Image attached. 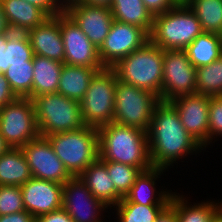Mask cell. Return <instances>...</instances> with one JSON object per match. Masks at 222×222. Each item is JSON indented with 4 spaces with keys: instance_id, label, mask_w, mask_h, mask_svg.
<instances>
[{
    "instance_id": "cell-1",
    "label": "cell",
    "mask_w": 222,
    "mask_h": 222,
    "mask_svg": "<svg viewBox=\"0 0 222 222\" xmlns=\"http://www.w3.org/2000/svg\"><path fill=\"white\" fill-rule=\"evenodd\" d=\"M147 138L153 167L168 169L186 155L204 150L185 130L177 110L169 102H160L155 107Z\"/></svg>"
},
{
    "instance_id": "cell-2",
    "label": "cell",
    "mask_w": 222,
    "mask_h": 222,
    "mask_svg": "<svg viewBox=\"0 0 222 222\" xmlns=\"http://www.w3.org/2000/svg\"><path fill=\"white\" fill-rule=\"evenodd\" d=\"M99 159L138 167H152L147 132L115 122L98 128Z\"/></svg>"
},
{
    "instance_id": "cell-3",
    "label": "cell",
    "mask_w": 222,
    "mask_h": 222,
    "mask_svg": "<svg viewBox=\"0 0 222 222\" xmlns=\"http://www.w3.org/2000/svg\"><path fill=\"white\" fill-rule=\"evenodd\" d=\"M118 80L162 99L163 50L150 39L112 67Z\"/></svg>"
},
{
    "instance_id": "cell-4",
    "label": "cell",
    "mask_w": 222,
    "mask_h": 222,
    "mask_svg": "<svg viewBox=\"0 0 222 222\" xmlns=\"http://www.w3.org/2000/svg\"><path fill=\"white\" fill-rule=\"evenodd\" d=\"M203 32L201 23L184 1L154 16L149 39L162 50H184Z\"/></svg>"
},
{
    "instance_id": "cell-5",
    "label": "cell",
    "mask_w": 222,
    "mask_h": 222,
    "mask_svg": "<svg viewBox=\"0 0 222 222\" xmlns=\"http://www.w3.org/2000/svg\"><path fill=\"white\" fill-rule=\"evenodd\" d=\"M45 137L72 177L79 176L99 158L98 128L85 125Z\"/></svg>"
},
{
    "instance_id": "cell-6",
    "label": "cell",
    "mask_w": 222,
    "mask_h": 222,
    "mask_svg": "<svg viewBox=\"0 0 222 222\" xmlns=\"http://www.w3.org/2000/svg\"><path fill=\"white\" fill-rule=\"evenodd\" d=\"M40 136L77 130L85 126L80 102L55 92L33 99Z\"/></svg>"
},
{
    "instance_id": "cell-7",
    "label": "cell",
    "mask_w": 222,
    "mask_h": 222,
    "mask_svg": "<svg viewBox=\"0 0 222 222\" xmlns=\"http://www.w3.org/2000/svg\"><path fill=\"white\" fill-rule=\"evenodd\" d=\"M117 79L114 69L107 67L92 77L88 90L80 101L81 117L85 125L99 128L113 122Z\"/></svg>"
},
{
    "instance_id": "cell-8",
    "label": "cell",
    "mask_w": 222,
    "mask_h": 222,
    "mask_svg": "<svg viewBox=\"0 0 222 222\" xmlns=\"http://www.w3.org/2000/svg\"><path fill=\"white\" fill-rule=\"evenodd\" d=\"M160 98L150 91L117 79L113 122L147 132Z\"/></svg>"
},
{
    "instance_id": "cell-9",
    "label": "cell",
    "mask_w": 222,
    "mask_h": 222,
    "mask_svg": "<svg viewBox=\"0 0 222 222\" xmlns=\"http://www.w3.org/2000/svg\"><path fill=\"white\" fill-rule=\"evenodd\" d=\"M0 134L10 148H21L40 136L32 99L17 97L0 108Z\"/></svg>"
},
{
    "instance_id": "cell-10",
    "label": "cell",
    "mask_w": 222,
    "mask_h": 222,
    "mask_svg": "<svg viewBox=\"0 0 222 222\" xmlns=\"http://www.w3.org/2000/svg\"><path fill=\"white\" fill-rule=\"evenodd\" d=\"M196 70L184 50H163L161 102L196 93Z\"/></svg>"
},
{
    "instance_id": "cell-11",
    "label": "cell",
    "mask_w": 222,
    "mask_h": 222,
    "mask_svg": "<svg viewBox=\"0 0 222 222\" xmlns=\"http://www.w3.org/2000/svg\"><path fill=\"white\" fill-rule=\"evenodd\" d=\"M148 40L149 35L142 28L114 20L109 34L98 49L103 67L112 68Z\"/></svg>"
},
{
    "instance_id": "cell-12",
    "label": "cell",
    "mask_w": 222,
    "mask_h": 222,
    "mask_svg": "<svg viewBox=\"0 0 222 222\" xmlns=\"http://www.w3.org/2000/svg\"><path fill=\"white\" fill-rule=\"evenodd\" d=\"M60 31L65 49L64 64L91 67L97 71L104 68L98 49L65 11L60 13Z\"/></svg>"
},
{
    "instance_id": "cell-13",
    "label": "cell",
    "mask_w": 222,
    "mask_h": 222,
    "mask_svg": "<svg viewBox=\"0 0 222 222\" xmlns=\"http://www.w3.org/2000/svg\"><path fill=\"white\" fill-rule=\"evenodd\" d=\"M21 150L32 177L63 185L72 177L45 136L29 141Z\"/></svg>"
},
{
    "instance_id": "cell-14",
    "label": "cell",
    "mask_w": 222,
    "mask_h": 222,
    "mask_svg": "<svg viewBox=\"0 0 222 222\" xmlns=\"http://www.w3.org/2000/svg\"><path fill=\"white\" fill-rule=\"evenodd\" d=\"M62 208L74 222H103L102 211L109 209L90 192L79 176L71 177L63 185Z\"/></svg>"
},
{
    "instance_id": "cell-15",
    "label": "cell",
    "mask_w": 222,
    "mask_h": 222,
    "mask_svg": "<svg viewBox=\"0 0 222 222\" xmlns=\"http://www.w3.org/2000/svg\"><path fill=\"white\" fill-rule=\"evenodd\" d=\"M209 101L210 96L195 93L169 102L177 110L185 130L204 149L209 145Z\"/></svg>"
},
{
    "instance_id": "cell-16",
    "label": "cell",
    "mask_w": 222,
    "mask_h": 222,
    "mask_svg": "<svg viewBox=\"0 0 222 222\" xmlns=\"http://www.w3.org/2000/svg\"><path fill=\"white\" fill-rule=\"evenodd\" d=\"M64 11L77 23L93 45L99 49L114 21L108 6L70 3Z\"/></svg>"
},
{
    "instance_id": "cell-17",
    "label": "cell",
    "mask_w": 222,
    "mask_h": 222,
    "mask_svg": "<svg viewBox=\"0 0 222 222\" xmlns=\"http://www.w3.org/2000/svg\"><path fill=\"white\" fill-rule=\"evenodd\" d=\"M20 188L25 211L35 218L62 208L63 184L32 177Z\"/></svg>"
},
{
    "instance_id": "cell-18",
    "label": "cell",
    "mask_w": 222,
    "mask_h": 222,
    "mask_svg": "<svg viewBox=\"0 0 222 222\" xmlns=\"http://www.w3.org/2000/svg\"><path fill=\"white\" fill-rule=\"evenodd\" d=\"M34 55L64 63L65 49L60 31V14L26 32Z\"/></svg>"
},
{
    "instance_id": "cell-19",
    "label": "cell",
    "mask_w": 222,
    "mask_h": 222,
    "mask_svg": "<svg viewBox=\"0 0 222 222\" xmlns=\"http://www.w3.org/2000/svg\"><path fill=\"white\" fill-rule=\"evenodd\" d=\"M165 171L166 169L153 166L148 170L141 171L129 193L120 202H133L141 205H169L173 194V192H170L172 190L157 192L155 188L156 180Z\"/></svg>"
},
{
    "instance_id": "cell-20",
    "label": "cell",
    "mask_w": 222,
    "mask_h": 222,
    "mask_svg": "<svg viewBox=\"0 0 222 222\" xmlns=\"http://www.w3.org/2000/svg\"><path fill=\"white\" fill-rule=\"evenodd\" d=\"M0 3L12 32L26 33L49 18L41 8L24 0H0Z\"/></svg>"
},
{
    "instance_id": "cell-21",
    "label": "cell",
    "mask_w": 222,
    "mask_h": 222,
    "mask_svg": "<svg viewBox=\"0 0 222 222\" xmlns=\"http://www.w3.org/2000/svg\"><path fill=\"white\" fill-rule=\"evenodd\" d=\"M79 177L90 192L109 208L117 205L122 199L108 175L106 165L99 158L91 163Z\"/></svg>"
},
{
    "instance_id": "cell-22",
    "label": "cell",
    "mask_w": 222,
    "mask_h": 222,
    "mask_svg": "<svg viewBox=\"0 0 222 222\" xmlns=\"http://www.w3.org/2000/svg\"><path fill=\"white\" fill-rule=\"evenodd\" d=\"M63 65L46 57L33 56L32 100L43 94L57 92Z\"/></svg>"
},
{
    "instance_id": "cell-23",
    "label": "cell",
    "mask_w": 222,
    "mask_h": 222,
    "mask_svg": "<svg viewBox=\"0 0 222 222\" xmlns=\"http://www.w3.org/2000/svg\"><path fill=\"white\" fill-rule=\"evenodd\" d=\"M175 193L172 194L169 206L175 211L177 222H211L222 209V201H201L192 205L182 194Z\"/></svg>"
},
{
    "instance_id": "cell-24",
    "label": "cell",
    "mask_w": 222,
    "mask_h": 222,
    "mask_svg": "<svg viewBox=\"0 0 222 222\" xmlns=\"http://www.w3.org/2000/svg\"><path fill=\"white\" fill-rule=\"evenodd\" d=\"M96 69L86 66L63 65L57 92L80 102L88 90Z\"/></svg>"
},
{
    "instance_id": "cell-25",
    "label": "cell",
    "mask_w": 222,
    "mask_h": 222,
    "mask_svg": "<svg viewBox=\"0 0 222 222\" xmlns=\"http://www.w3.org/2000/svg\"><path fill=\"white\" fill-rule=\"evenodd\" d=\"M109 8L115 21L138 26L150 35L154 16L142 0H112Z\"/></svg>"
},
{
    "instance_id": "cell-26",
    "label": "cell",
    "mask_w": 222,
    "mask_h": 222,
    "mask_svg": "<svg viewBox=\"0 0 222 222\" xmlns=\"http://www.w3.org/2000/svg\"><path fill=\"white\" fill-rule=\"evenodd\" d=\"M32 178L21 148H8L0 155V186H22Z\"/></svg>"
},
{
    "instance_id": "cell-27",
    "label": "cell",
    "mask_w": 222,
    "mask_h": 222,
    "mask_svg": "<svg viewBox=\"0 0 222 222\" xmlns=\"http://www.w3.org/2000/svg\"><path fill=\"white\" fill-rule=\"evenodd\" d=\"M184 51L195 68L209 65L222 55V36L203 31Z\"/></svg>"
},
{
    "instance_id": "cell-28",
    "label": "cell",
    "mask_w": 222,
    "mask_h": 222,
    "mask_svg": "<svg viewBox=\"0 0 222 222\" xmlns=\"http://www.w3.org/2000/svg\"><path fill=\"white\" fill-rule=\"evenodd\" d=\"M194 12L204 32L222 36V0H183Z\"/></svg>"
},
{
    "instance_id": "cell-29",
    "label": "cell",
    "mask_w": 222,
    "mask_h": 222,
    "mask_svg": "<svg viewBox=\"0 0 222 222\" xmlns=\"http://www.w3.org/2000/svg\"><path fill=\"white\" fill-rule=\"evenodd\" d=\"M196 93L222 96V55L211 64L197 68Z\"/></svg>"
},
{
    "instance_id": "cell-30",
    "label": "cell",
    "mask_w": 222,
    "mask_h": 222,
    "mask_svg": "<svg viewBox=\"0 0 222 222\" xmlns=\"http://www.w3.org/2000/svg\"><path fill=\"white\" fill-rule=\"evenodd\" d=\"M116 206V207H115ZM116 209L118 222H155L168 205H141L133 202H119Z\"/></svg>"
},
{
    "instance_id": "cell-31",
    "label": "cell",
    "mask_w": 222,
    "mask_h": 222,
    "mask_svg": "<svg viewBox=\"0 0 222 222\" xmlns=\"http://www.w3.org/2000/svg\"><path fill=\"white\" fill-rule=\"evenodd\" d=\"M33 63H18L8 67L4 76L17 97L32 99Z\"/></svg>"
},
{
    "instance_id": "cell-32",
    "label": "cell",
    "mask_w": 222,
    "mask_h": 222,
    "mask_svg": "<svg viewBox=\"0 0 222 222\" xmlns=\"http://www.w3.org/2000/svg\"><path fill=\"white\" fill-rule=\"evenodd\" d=\"M106 167L110 178L112 179L117 193L124 198L135 183L136 177L141 173L138 167L127 164L102 161Z\"/></svg>"
},
{
    "instance_id": "cell-33",
    "label": "cell",
    "mask_w": 222,
    "mask_h": 222,
    "mask_svg": "<svg viewBox=\"0 0 222 222\" xmlns=\"http://www.w3.org/2000/svg\"><path fill=\"white\" fill-rule=\"evenodd\" d=\"M33 49L26 33L13 32L7 39V69L18 63H33Z\"/></svg>"
},
{
    "instance_id": "cell-34",
    "label": "cell",
    "mask_w": 222,
    "mask_h": 222,
    "mask_svg": "<svg viewBox=\"0 0 222 222\" xmlns=\"http://www.w3.org/2000/svg\"><path fill=\"white\" fill-rule=\"evenodd\" d=\"M25 211L20 186H0V216Z\"/></svg>"
},
{
    "instance_id": "cell-35",
    "label": "cell",
    "mask_w": 222,
    "mask_h": 222,
    "mask_svg": "<svg viewBox=\"0 0 222 222\" xmlns=\"http://www.w3.org/2000/svg\"><path fill=\"white\" fill-rule=\"evenodd\" d=\"M218 136H222V96L210 97L209 101V144Z\"/></svg>"
},
{
    "instance_id": "cell-36",
    "label": "cell",
    "mask_w": 222,
    "mask_h": 222,
    "mask_svg": "<svg viewBox=\"0 0 222 222\" xmlns=\"http://www.w3.org/2000/svg\"><path fill=\"white\" fill-rule=\"evenodd\" d=\"M153 16L162 14L173 8L179 0H142Z\"/></svg>"
},
{
    "instance_id": "cell-37",
    "label": "cell",
    "mask_w": 222,
    "mask_h": 222,
    "mask_svg": "<svg viewBox=\"0 0 222 222\" xmlns=\"http://www.w3.org/2000/svg\"><path fill=\"white\" fill-rule=\"evenodd\" d=\"M41 8L49 17L56 16L64 11V8L57 2V0H24Z\"/></svg>"
},
{
    "instance_id": "cell-38",
    "label": "cell",
    "mask_w": 222,
    "mask_h": 222,
    "mask_svg": "<svg viewBox=\"0 0 222 222\" xmlns=\"http://www.w3.org/2000/svg\"><path fill=\"white\" fill-rule=\"evenodd\" d=\"M17 98L16 94L11 90L10 85L4 73H0V108L13 102Z\"/></svg>"
},
{
    "instance_id": "cell-39",
    "label": "cell",
    "mask_w": 222,
    "mask_h": 222,
    "mask_svg": "<svg viewBox=\"0 0 222 222\" xmlns=\"http://www.w3.org/2000/svg\"><path fill=\"white\" fill-rule=\"evenodd\" d=\"M36 222H74V220L63 208H60L36 217Z\"/></svg>"
},
{
    "instance_id": "cell-40",
    "label": "cell",
    "mask_w": 222,
    "mask_h": 222,
    "mask_svg": "<svg viewBox=\"0 0 222 222\" xmlns=\"http://www.w3.org/2000/svg\"><path fill=\"white\" fill-rule=\"evenodd\" d=\"M0 222H36V218L27 211L0 216Z\"/></svg>"
},
{
    "instance_id": "cell-41",
    "label": "cell",
    "mask_w": 222,
    "mask_h": 222,
    "mask_svg": "<svg viewBox=\"0 0 222 222\" xmlns=\"http://www.w3.org/2000/svg\"><path fill=\"white\" fill-rule=\"evenodd\" d=\"M13 32L0 34V73H5L7 71V39Z\"/></svg>"
},
{
    "instance_id": "cell-42",
    "label": "cell",
    "mask_w": 222,
    "mask_h": 222,
    "mask_svg": "<svg viewBox=\"0 0 222 222\" xmlns=\"http://www.w3.org/2000/svg\"><path fill=\"white\" fill-rule=\"evenodd\" d=\"M155 222H177L175 211L168 205L156 218Z\"/></svg>"
},
{
    "instance_id": "cell-43",
    "label": "cell",
    "mask_w": 222,
    "mask_h": 222,
    "mask_svg": "<svg viewBox=\"0 0 222 222\" xmlns=\"http://www.w3.org/2000/svg\"><path fill=\"white\" fill-rule=\"evenodd\" d=\"M12 32L0 3V34Z\"/></svg>"
},
{
    "instance_id": "cell-44",
    "label": "cell",
    "mask_w": 222,
    "mask_h": 222,
    "mask_svg": "<svg viewBox=\"0 0 222 222\" xmlns=\"http://www.w3.org/2000/svg\"><path fill=\"white\" fill-rule=\"evenodd\" d=\"M112 0H77L73 3H83L86 5H96V6H110Z\"/></svg>"
},
{
    "instance_id": "cell-45",
    "label": "cell",
    "mask_w": 222,
    "mask_h": 222,
    "mask_svg": "<svg viewBox=\"0 0 222 222\" xmlns=\"http://www.w3.org/2000/svg\"><path fill=\"white\" fill-rule=\"evenodd\" d=\"M8 148L9 146L5 143V140L0 134V155H2Z\"/></svg>"
},
{
    "instance_id": "cell-46",
    "label": "cell",
    "mask_w": 222,
    "mask_h": 222,
    "mask_svg": "<svg viewBox=\"0 0 222 222\" xmlns=\"http://www.w3.org/2000/svg\"><path fill=\"white\" fill-rule=\"evenodd\" d=\"M77 0H57V2L65 8L68 4L76 2Z\"/></svg>"
},
{
    "instance_id": "cell-47",
    "label": "cell",
    "mask_w": 222,
    "mask_h": 222,
    "mask_svg": "<svg viewBox=\"0 0 222 222\" xmlns=\"http://www.w3.org/2000/svg\"><path fill=\"white\" fill-rule=\"evenodd\" d=\"M211 222H222V209L213 217Z\"/></svg>"
}]
</instances>
